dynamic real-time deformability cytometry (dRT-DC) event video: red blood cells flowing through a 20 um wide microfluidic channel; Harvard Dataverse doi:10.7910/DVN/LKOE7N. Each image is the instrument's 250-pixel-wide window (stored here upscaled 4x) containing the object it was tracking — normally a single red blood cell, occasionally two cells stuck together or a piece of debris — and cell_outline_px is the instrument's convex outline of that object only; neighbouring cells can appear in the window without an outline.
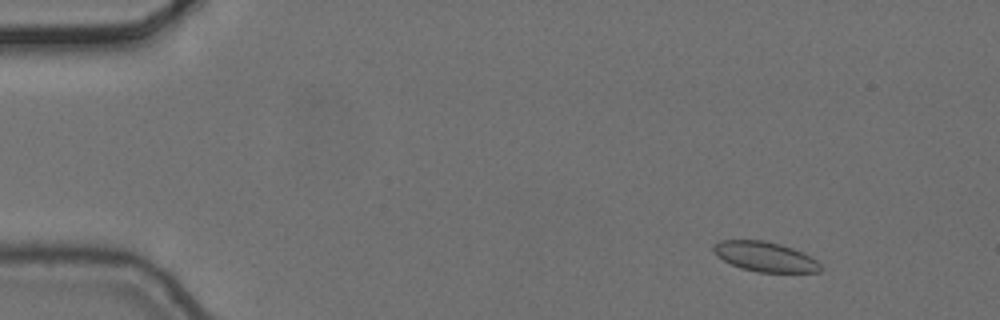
{"species": "common noctule bat (a hibernating species)", "species_latin": "Nyctalus noctula", "temperature_condition": "cold", "stored_images_in_passage": 4, "camera_frame_rate_fps": 3000, "um_per_image_px": 0.085, "animal": {"sex": "female", "body_mass_g": 24.6, "forearm_length_mm": 56.2}, "frame": {"image": 1, "passage_image": 1, "time_ms": 0.0, "image_size_px": [1000, 320], "cell_outline_px": [[824, 268], [820, 272], [756, 272], [740, 268], [716, 256], [712, 248], [712, 244], [720, 240], [764, 240], [780, 244], [804, 252], [816, 260]], "centroid_in_image_um": [65.03, 21.81], "position_along_channel_um": 20.0, "area_um2": 18.79}}
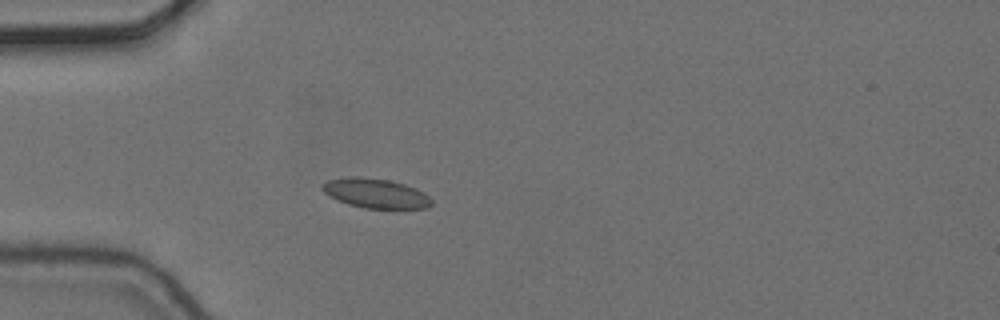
{"frame": {"image": 2, "passage_image": 3, "time_ms": 0.667, "image_size_px": [1000, 320], "cell_outline_px": [[432, 204], [428, 208], [364, 208], [348, 204], [336, 200], [328, 196], [320, 188], [320, 184], [328, 180], [348, 176], [360, 176], [388, 180], [404, 184], [416, 188], [424, 192], [432, 200]], "centroid_in_image_um": [31.88, 16.42], "position_along_channel_um": 53.1, "area_um2": 19.02}}